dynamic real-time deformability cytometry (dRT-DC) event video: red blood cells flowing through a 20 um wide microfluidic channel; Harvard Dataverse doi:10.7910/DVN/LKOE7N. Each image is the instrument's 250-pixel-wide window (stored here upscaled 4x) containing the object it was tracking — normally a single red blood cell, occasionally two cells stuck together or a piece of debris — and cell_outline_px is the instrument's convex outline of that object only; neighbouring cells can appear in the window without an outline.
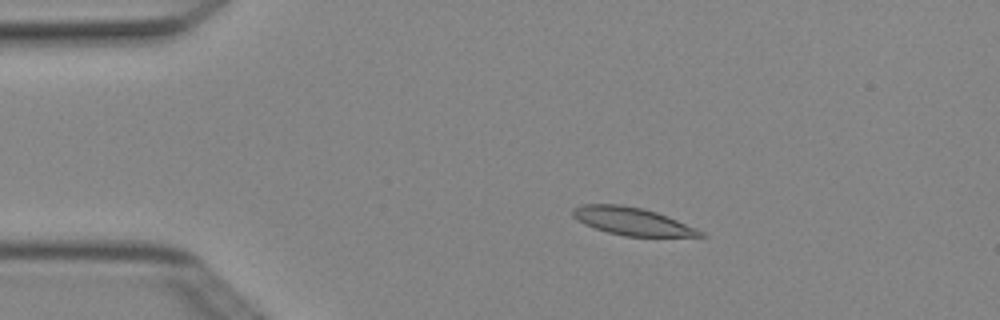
{"species": "Egyptian fruit bat (a non-hibernating species)", "species_latin": "Rousettus aegyptiacus", "temperature_condition": "cold", "stored_images_in_passage": 5, "camera_frame_rate_fps": 3000, "um_per_image_px": 0.085, "animal": {"sex": "female"}, "frame": {"image": 1, "passage_image": 2, "time_ms": 0.333, "image_size_px": [1000, 320], "cell_outline_px": [[708, 236], [624, 236], [608, 232], [584, 224], [576, 220], [572, 216], [572, 208], [580, 204], [620, 204], [644, 208], [668, 216], [696, 228], [704, 232]], "centroid_in_image_um": [53.7, 18.79], "position_along_channel_um": 31.3, "area_um2": 20.63}}
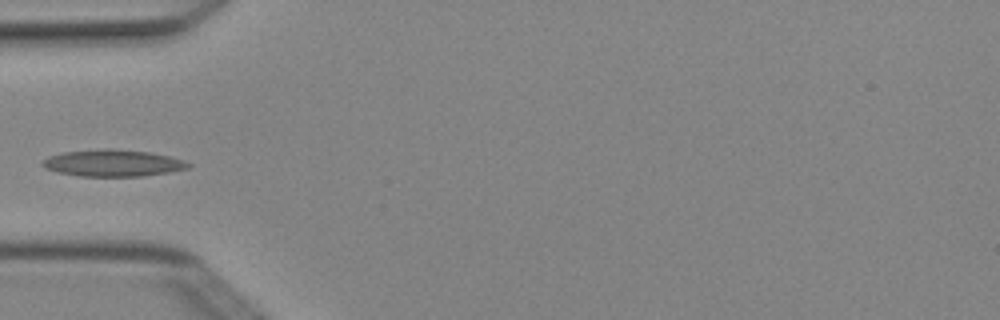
{"frame": {"image": 2, "passage_image": 4, "time_ms": 1.0, "image_size_px": [1000, 320], "cell_outline_px": [[192, 164], [188, 168], [168, 172], [140, 176], [80, 176], [56, 172], [44, 168], [40, 164], [48, 156], [64, 152], [104, 148], [112, 148], [148, 152], [168, 156], [184, 160]], "centroid_in_image_um": [9.56, 13.85], "position_along_channel_um": 75.4, "area_um2": 22.72}}
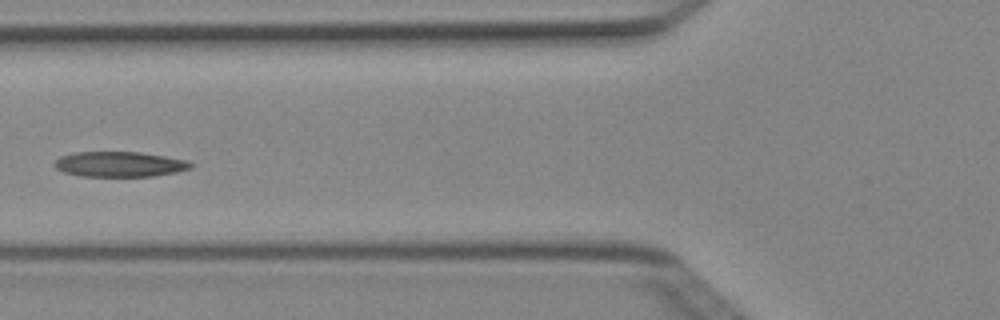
{"frame": {"image": 3, "passage_image": 5, "time_ms": 1.333, "image_size_px": [1000, 320], "cell_outline_px": [[196, 164], [192, 168], [176, 172], [152, 176], [80, 176], [64, 172], [56, 168], [52, 164], [60, 156], [76, 152], [140, 152], [188, 160]], "centroid_in_image_um": [10.19, 13.95], "position_along_channel_um": 115.6, "area_um2": 20.11}}